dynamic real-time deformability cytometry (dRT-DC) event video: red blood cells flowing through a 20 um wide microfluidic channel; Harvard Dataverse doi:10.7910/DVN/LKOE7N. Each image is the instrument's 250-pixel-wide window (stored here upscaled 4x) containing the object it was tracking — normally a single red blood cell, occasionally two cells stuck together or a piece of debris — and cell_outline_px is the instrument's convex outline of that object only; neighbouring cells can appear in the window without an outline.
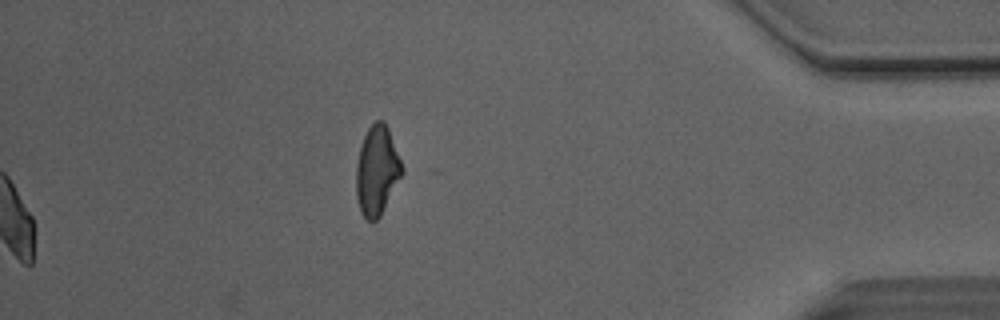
{"species": "Egyptian fruit bat (a non-hibernating species)", "species_latin": "Rousettus aegyptiacus", "temperature_condition": "room temperature", "stored_images_in_passage": 35, "camera_frame_rate_fps": 3000, "um_per_image_px": 0.085, "animal": {"sex": "male"}, "frame": {"image": 1, "passage_image": 35, "time_ms": 11.333, "image_size_px": [1000, 320], "cell_outline_px": [[404, 172], [380, 216], [376, 220], [368, 220], [360, 212], [356, 196], [356, 164], [360, 148], [364, 136], [368, 128], [376, 120], [384, 120], [388, 128], [404, 168]], "centroid_in_image_um": [32.04, 14.49], "position_along_channel_um": 403.2, "area_um2": 23.81}}